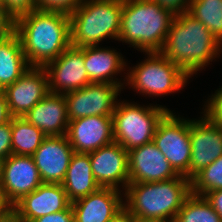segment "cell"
<instances>
[{
  "label": "cell",
  "mask_w": 222,
  "mask_h": 222,
  "mask_svg": "<svg viewBox=\"0 0 222 222\" xmlns=\"http://www.w3.org/2000/svg\"><path fill=\"white\" fill-rule=\"evenodd\" d=\"M84 62L90 82L112 83L125 89V83L116 75L126 71L127 61L120 52L112 48L98 46L84 47Z\"/></svg>",
  "instance_id": "cell-20"
},
{
  "label": "cell",
  "mask_w": 222,
  "mask_h": 222,
  "mask_svg": "<svg viewBox=\"0 0 222 222\" xmlns=\"http://www.w3.org/2000/svg\"><path fill=\"white\" fill-rule=\"evenodd\" d=\"M12 117H24L50 91L43 67H30L13 84L3 89Z\"/></svg>",
  "instance_id": "cell-14"
},
{
  "label": "cell",
  "mask_w": 222,
  "mask_h": 222,
  "mask_svg": "<svg viewBox=\"0 0 222 222\" xmlns=\"http://www.w3.org/2000/svg\"><path fill=\"white\" fill-rule=\"evenodd\" d=\"M11 118L5 93L3 90H0V125L8 123Z\"/></svg>",
  "instance_id": "cell-36"
},
{
  "label": "cell",
  "mask_w": 222,
  "mask_h": 222,
  "mask_svg": "<svg viewBox=\"0 0 222 222\" xmlns=\"http://www.w3.org/2000/svg\"><path fill=\"white\" fill-rule=\"evenodd\" d=\"M24 118L46 136H65L69 124L65 96L49 92Z\"/></svg>",
  "instance_id": "cell-21"
},
{
  "label": "cell",
  "mask_w": 222,
  "mask_h": 222,
  "mask_svg": "<svg viewBox=\"0 0 222 222\" xmlns=\"http://www.w3.org/2000/svg\"><path fill=\"white\" fill-rule=\"evenodd\" d=\"M219 189H222V155L191 180V193L194 195L204 196Z\"/></svg>",
  "instance_id": "cell-27"
},
{
  "label": "cell",
  "mask_w": 222,
  "mask_h": 222,
  "mask_svg": "<svg viewBox=\"0 0 222 222\" xmlns=\"http://www.w3.org/2000/svg\"><path fill=\"white\" fill-rule=\"evenodd\" d=\"M32 222H74V212L70 205L66 210L39 217Z\"/></svg>",
  "instance_id": "cell-33"
},
{
  "label": "cell",
  "mask_w": 222,
  "mask_h": 222,
  "mask_svg": "<svg viewBox=\"0 0 222 222\" xmlns=\"http://www.w3.org/2000/svg\"><path fill=\"white\" fill-rule=\"evenodd\" d=\"M204 102L201 114L209 121L222 125V86Z\"/></svg>",
  "instance_id": "cell-28"
},
{
  "label": "cell",
  "mask_w": 222,
  "mask_h": 222,
  "mask_svg": "<svg viewBox=\"0 0 222 222\" xmlns=\"http://www.w3.org/2000/svg\"><path fill=\"white\" fill-rule=\"evenodd\" d=\"M71 207L74 222H109L124 207L123 190L100 187L72 202Z\"/></svg>",
  "instance_id": "cell-19"
},
{
  "label": "cell",
  "mask_w": 222,
  "mask_h": 222,
  "mask_svg": "<svg viewBox=\"0 0 222 222\" xmlns=\"http://www.w3.org/2000/svg\"><path fill=\"white\" fill-rule=\"evenodd\" d=\"M123 0H83L69 14L71 46H98L105 39L118 40Z\"/></svg>",
  "instance_id": "cell-5"
},
{
  "label": "cell",
  "mask_w": 222,
  "mask_h": 222,
  "mask_svg": "<svg viewBox=\"0 0 222 222\" xmlns=\"http://www.w3.org/2000/svg\"><path fill=\"white\" fill-rule=\"evenodd\" d=\"M12 154L11 120L0 125V159L5 160Z\"/></svg>",
  "instance_id": "cell-31"
},
{
  "label": "cell",
  "mask_w": 222,
  "mask_h": 222,
  "mask_svg": "<svg viewBox=\"0 0 222 222\" xmlns=\"http://www.w3.org/2000/svg\"><path fill=\"white\" fill-rule=\"evenodd\" d=\"M190 181L222 155V125L204 115L190 119Z\"/></svg>",
  "instance_id": "cell-12"
},
{
  "label": "cell",
  "mask_w": 222,
  "mask_h": 222,
  "mask_svg": "<svg viewBox=\"0 0 222 222\" xmlns=\"http://www.w3.org/2000/svg\"><path fill=\"white\" fill-rule=\"evenodd\" d=\"M139 222H175V220H153V221H139Z\"/></svg>",
  "instance_id": "cell-41"
},
{
  "label": "cell",
  "mask_w": 222,
  "mask_h": 222,
  "mask_svg": "<svg viewBox=\"0 0 222 222\" xmlns=\"http://www.w3.org/2000/svg\"><path fill=\"white\" fill-rule=\"evenodd\" d=\"M174 17L153 0H123L118 41L140 52H160Z\"/></svg>",
  "instance_id": "cell-4"
},
{
  "label": "cell",
  "mask_w": 222,
  "mask_h": 222,
  "mask_svg": "<svg viewBox=\"0 0 222 222\" xmlns=\"http://www.w3.org/2000/svg\"><path fill=\"white\" fill-rule=\"evenodd\" d=\"M11 210V207L5 202L2 195V190L0 188V217L4 216L8 211Z\"/></svg>",
  "instance_id": "cell-39"
},
{
  "label": "cell",
  "mask_w": 222,
  "mask_h": 222,
  "mask_svg": "<svg viewBox=\"0 0 222 222\" xmlns=\"http://www.w3.org/2000/svg\"><path fill=\"white\" fill-rule=\"evenodd\" d=\"M71 205L61 184L43 183L25 195L11 209L22 222L66 210Z\"/></svg>",
  "instance_id": "cell-18"
},
{
  "label": "cell",
  "mask_w": 222,
  "mask_h": 222,
  "mask_svg": "<svg viewBox=\"0 0 222 222\" xmlns=\"http://www.w3.org/2000/svg\"><path fill=\"white\" fill-rule=\"evenodd\" d=\"M175 222H222L204 196L190 194L175 217Z\"/></svg>",
  "instance_id": "cell-26"
},
{
  "label": "cell",
  "mask_w": 222,
  "mask_h": 222,
  "mask_svg": "<svg viewBox=\"0 0 222 222\" xmlns=\"http://www.w3.org/2000/svg\"><path fill=\"white\" fill-rule=\"evenodd\" d=\"M129 184L167 181L180 175L152 141L128 151Z\"/></svg>",
  "instance_id": "cell-15"
},
{
  "label": "cell",
  "mask_w": 222,
  "mask_h": 222,
  "mask_svg": "<svg viewBox=\"0 0 222 222\" xmlns=\"http://www.w3.org/2000/svg\"><path fill=\"white\" fill-rule=\"evenodd\" d=\"M41 184L43 181L32 156L11 154L4 160L0 188L11 208Z\"/></svg>",
  "instance_id": "cell-11"
},
{
  "label": "cell",
  "mask_w": 222,
  "mask_h": 222,
  "mask_svg": "<svg viewBox=\"0 0 222 222\" xmlns=\"http://www.w3.org/2000/svg\"><path fill=\"white\" fill-rule=\"evenodd\" d=\"M187 12L222 44V0H191Z\"/></svg>",
  "instance_id": "cell-25"
},
{
  "label": "cell",
  "mask_w": 222,
  "mask_h": 222,
  "mask_svg": "<svg viewBox=\"0 0 222 222\" xmlns=\"http://www.w3.org/2000/svg\"><path fill=\"white\" fill-rule=\"evenodd\" d=\"M66 136L74 152L89 153L114 142L112 116L70 120Z\"/></svg>",
  "instance_id": "cell-16"
},
{
  "label": "cell",
  "mask_w": 222,
  "mask_h": 222,
  "mask_svg": "<svg viewBox=\"0 0 222 222\" xmlns=\"http://www.w3.org/2000/svg\"><path fill=\"white\" fill-rule=\"evenodd\" d=\"M122 90L112 83L91 82L64 94L69 121L88 116H112Z\"/></svg>",
  "instance_id": "cell-9"
},
{
  "label": "cell",
  "mask_w": 222,
  "mask_h": 222,
  "mask_svg": "<svg viewBox=\"0 0 222 222\" xmlns=\"http://www.w3.org/2000/svg\"><path fill=\"white\" fill-rule=\"evenodd\" d=\"M61 185L71 203L100 188L93 177L89 153L74 152Z\"/></svg>",
  "instance_id": "cell-22"
},
{
  "label": "cell",
  "mask_w": 222,
  "mask_h": 222,
  "mask_svg": "<svg viewBox=\"0 0 222 222\" xmlns=\"http://www.w3.org/2000/svg\"><path fill=\"white\" fill-rule=\"evenodd\" d=\"M12 154L32 156L46 135L24 117L11 118Z\"/></svg>",
  "instance_id": "cell-24"
},
{
  "label": "cell",
  "mask_w": 222,
  "mask_h": 222,
  "mask_svg": "<svg viewBox=\"0 0 222 222\" xmlns=\"http://www.w3.org/2000/svg\"><path fill=\"white\" fill-rule=\"evenodd\" d=\"M30 67L14 31L0 40V90L13 84Z\"/></svg>",
  "instance_id": "cell-23"
},
{
  "label": "cell",
  "mask_w": 222,
  "mask_h": 222,
  "mask_svg": "<svg viewBox=\"0 0 222 222\" xmlns=\"http://www.w3.org/2000/svg\"><path fill=\"white\" fill-rule=\"evenodd\" d=\"M83 0H36V9L71 14Z\"/></svg>",
  "instance_id": "cell-29"
},
{
  "label": "cell",
  "mask_w": 222,
  "mask_h": 222,
  "mask_svg": "<svg viewBox=\"0 0 222 222\" xmlns=\"http://www.w3.org/2000/svg\"><path fill=\"white\" fill-rule=\"evenodd\" d=\"M3 163H4V160L0 159V185L2 182Z\"/></svg>",
  "instance_id": "cell-40"
},
{
  "label": "cell",
  "mask_w": 222,
  "mask_h": 222,
  "mask_svg": "<svg viewBox=\"0 0 222 222\" xmlns=\"http://www.w3.org/2000/svg\"><path fill=\"white\" fill-rule=\"evenodd\" d=\"M13 31L31 67H44L71 46L70 18L64 12L36 9L21 14Z\"/></svg>",
  "instance_id": "cell-1"
},
{
  "label": "cell",
  "mask_w": 222,
  "mask_h": 222,
  "mask_svg": "<svg viewBox=\"0 0 222 222\" xmlns=\"http://www.w3.org/2000/svg\"><path fill=\"white\" fill-rule=\"evenodd\" d=\"M0 9H4V2H3V0H0Z\"/></svg>",
  "instance_id": "cell-42"
},
{
  "label": "cell",
  "mask_w": 222,
  "mask_h": 222,
  "mask_svg": "<svg viewBox=\"0 0 222 222\" xmlns=\"http://www.w3.org/2000/svg\"><path fill=\"white\" fill-rule=\"evenodd\" d=\"M0 222H22L16 213L11 209L4 216L0 217Z\"/></svg>",
  "instance_id": "cell-38"
},
{
  "label": "cell",
  "mask_w": 222,
  "mask_h": 222,
  "mask_svg": "<svg viewBox=\"0 0 222 222\" xmlns=\"http://www.w3.org/2000/svg\"><path fill=\"white\" fill-rule=\"evenodd\" d=\"M109 222H139V220L123 207Z\"/></svg>",
  "instance_id": "cell-37"
},
{
  "label": "cell",
  "mask_w": 222,
  "mask_h": 222,
  "mask_svg": "<svg viewBox=\"0 0 222 222\" xmlns=\"http://www.w3.org/2000/svg\"><path fill=\"white\" fill-rule=\"evenodd\" d=\"M145 60L128 70L123 79L125 86L148 97L172 94L183 89L190 77L161 52H145Z\"/></svg>",
  "instance_id": "cell-6"
},
{
  "label": "cell",
  "mask_w": 222,
  "mask_h": 222,
  "mask_svg": "<svg viewBox=\"0 0 222 222\" xmlns=\"http://www.w3.org/2000/svg\"><path fill=\"white\" fill-rule=\"evenodd\" d=\"M204 197L222 220V189L208 192Z\"/></svg>",
  "instance_id": "cell-35"
},
{
  "label": "cell",
  "mask_w": 222,
  "mask_h": 222,
  "mask_svg": "<svg viewBox=\"0 0 222 222\" xmlns=\"http://www.w3.org/2000/svg\"><path fill=\"white\" fill-rule=\"evenodd\" d=\"M190 194L191 181L180 175L167 181L128 184L123 204L139 221L174 220Z\"/></svg>",
  "instance_id": "cell-3"
},
{
  "label": "cell",
  "mask_w": 222,
  "mask_h": 222,
  "mask_svg": "<svg viewBox=\"0 0 222 222\" xmlns=\"http://www.w3.org/2000/svg\"><path fill=\"white\" fill-rule=\"evenodd\" d=\"M157 2L163 9L170 11L173 15L187 12L191 0H153Z\"/></svg>",
  "instance_id": "cell-32"
},
{
  "label": "cell",
  "mask_w": 222,
  "mask_h": 222,
  "mask_svg": "<svg viewBox=\"0 0 222 222\" xmlns=\"http://www.w3.org/2000/svg\"><path fill=\"white\" fill-rule=\"evenodd\" d=\"M4 10L15 19L21 14L36 10V0H3Z\"/></svg>",
  "instance_id": "cell-30"
},
{
  "label": "cell",
  "mask_w": 222,
  "mask_h": 222,
  "mask_svg": "<svg viewBox=\"0 0 222 222\" xmlns=\"http://www.w3.org/2000/svg\"><path fill=\"white\" fill-rule=\"evenodd\" d=\"M74 150L67 136H46L32 155L43 183L61 184Z\"/></svg>",
  "instance_id": "cell-17"
},
{
  "label": "cell",
  "mask_w": 222,
  "mask_h": 222,
  "mask_svg": "<svg viewBox=\"0 0 222 222\" xmlns=\"http://www.w3.org/2000/svg\"><path fill=\"white\" fill-rule=\"evenodd\" d=\"M92 173L100 187L125 190L129 184L128 151L119 143L89 152Z\"/></svg>",
  "instance_id": "cell-13"
},
{
  "label": "cell",
  "mask_w": 222,
  "mask_h": 222,
  "mask_svg": "<svg viewBox=\"0 0 222 222\" xmlns=\"http://www.w3.org/2000/svg\"><path fill=\"white\" fill-rule=\"evenodd\" d=\"M158 105L118 100L112 115L114 142L126 151L152 142L158 123L171 111Z\"/></svg>",
  "instance_id": "cell-7"
},
{
  "label": "cell",
  "mask_w": 222,
  "mask_h": 222,
  "mask_svg": "<svg viewBox=\"0 0 222 222\" xmlns=\"http://www.w3.org/2000/svg\"><path fill=\"white\" fill-rule=\"evenodd\" d=\"M160 52L192 78L219 58L222 44L204 24L183 12L173 18Z\"/></svg>",
  "instance_id": "cell-2"
},
{
  "label": "cell",
  "mask_w": 222,
  "mask_h": 222,
  "mask_svg": "<svg viewBox=\"0 0 222 222\" xmlns=\"http://www.w3.org/2000/svg\"><path fill=\"white\" fill-rule=\"evenodd\" d=\"M48 75L50 93L66 94L90 84L84 62V47H68L43 67Z\"/></svg>",
  "instance_id": "cell-10"
},
{
  "label": "cell",
  "mask_w": 222,
  "mask_h": 222,
  "mask_svg": "<svg viewBox=\"0 0 222 222\" xmlns=\"http://www.w3.org/2000/svg\"><path fill=\"white\" fill-rule=\"evenodd\" d=\"M13 29L14 19L4 9H0V37H7Z\"/></svg>",
  "instance_id": "cell-34"
},
{
  "label": "cell",
  "mask_w": 222,
  "mask_h": 222,
  "mask_svg": "<svg viewBox=\"0 0 222 222\" xmlns=\"http://www.w3.org/2000/svg\"><path fill=\"white\" fill-rule=\"evenodd\" d=\"M169 111L158 123L153 142L173 169L190 180V119Z\"/></svg>",
  "instance_id": "cell-8"
}]
</instances>
